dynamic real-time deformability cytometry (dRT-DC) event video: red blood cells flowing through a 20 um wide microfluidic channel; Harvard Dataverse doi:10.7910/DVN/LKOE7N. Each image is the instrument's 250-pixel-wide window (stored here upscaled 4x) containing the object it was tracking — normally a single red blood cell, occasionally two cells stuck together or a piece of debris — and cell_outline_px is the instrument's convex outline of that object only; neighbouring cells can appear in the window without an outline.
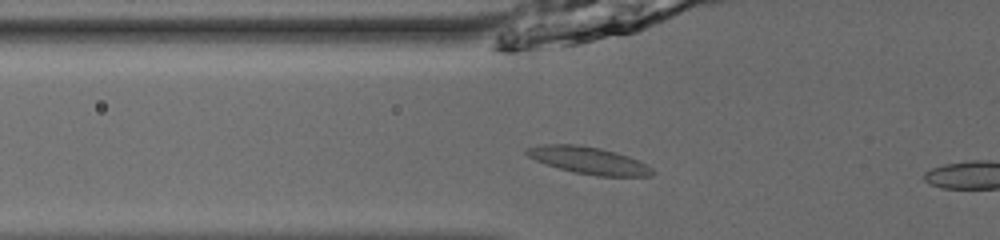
{"species": "common noctule bat (a hibernating species)", "species_latin": "Nyctalus noctula", "temperature_condition": "room temperature", "stored_images_in_passage": 16, "camera_frame_rate_fps": 3000, "um_per_image_px": 0.085, "animal": {"sex": "male", "body_mass_g": 13.0, "forearm_length_mm": 53.1}, "frame": {"image": 1, "passage_image": 14, "time_ms": 4.333, "image_size_px": [1000, 240], "cell_outline_px": [[656, 172], [652, 176], [600, 176], [572, 172], [536, 160], [528, 156], [524, 152], [524, 148], [544, 144], [576, 144], [600, 148], [616, 152], [628, 156], [652, 168]], "centroid_in_image_um": [50.02, 13.63], "position_along_channel_um": 75.8, "area_um2": 19.71}}